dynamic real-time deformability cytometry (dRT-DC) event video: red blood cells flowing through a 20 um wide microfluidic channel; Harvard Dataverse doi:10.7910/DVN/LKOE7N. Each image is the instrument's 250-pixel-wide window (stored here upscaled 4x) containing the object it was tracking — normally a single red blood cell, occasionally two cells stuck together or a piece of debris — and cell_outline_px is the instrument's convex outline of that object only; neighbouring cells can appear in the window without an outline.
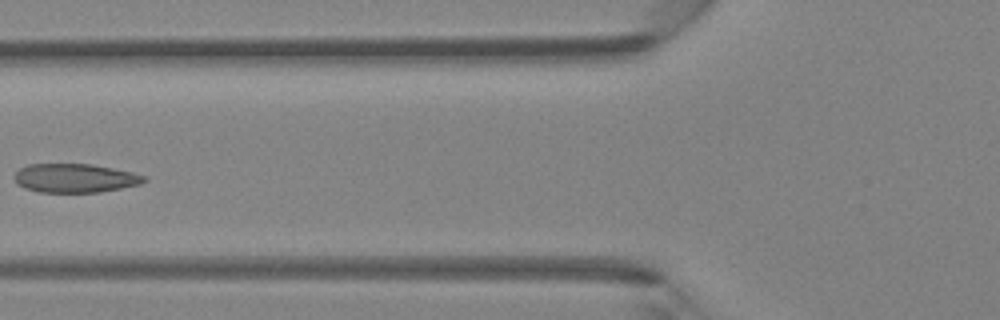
{"species": "Egyptian fruit bat (a non-hibernating species)", "species_latin": "Rousettus aegyptiacus", "temperature_condition": "room temperature", "stored_images_in_passage": 5, "camera_frame_rate_fps": 3000, "um_per_image_px": 0.085, "animal": {"sex": "female"}, "frame": {"image": 1, "passage_image": 5, "time_ms": 4.667, "image_size_px": [1000, 320], "cell_outline_px": [[148, 180], [140, 184], [100, 192], [40, 192], [24, 188], [16, 184], [12, 176], [20, 168], [28, 164], [92, 164], [132, 172], [148, 176]], "centroid_in_image_um": [6.36, 15.14], "position_along_channel_um": 119.4, "area_um2": 21.96}}